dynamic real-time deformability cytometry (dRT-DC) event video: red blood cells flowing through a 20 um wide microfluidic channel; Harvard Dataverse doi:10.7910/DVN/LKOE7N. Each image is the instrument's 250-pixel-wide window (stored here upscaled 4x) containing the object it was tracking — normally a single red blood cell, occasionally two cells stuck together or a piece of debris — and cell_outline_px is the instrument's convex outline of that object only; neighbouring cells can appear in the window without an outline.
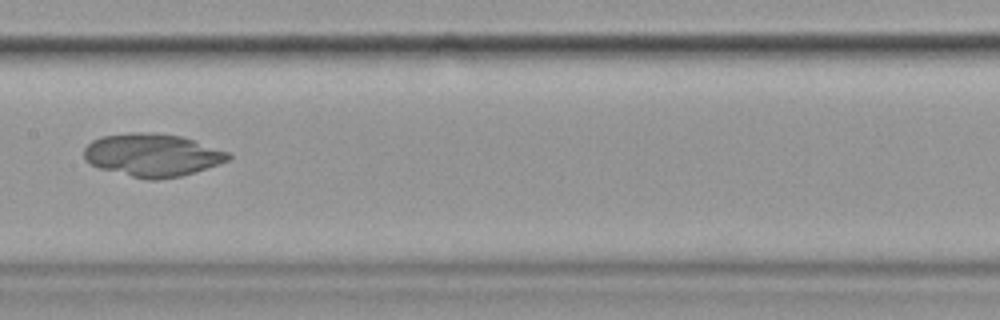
{"species": "common noctule bat (a hibernating species)", "species_latin": "Nyctalus noctula", "temperature_condition": "cold", "stored_images_in_passage": 8, "camera_frame_rate_fps": 3000, "um_per_image_px": 0.085, "animal": {"sex": "female", "body_mass_g": 19.9}, "frame": {"image": 1, "passage_image": 8, "time_ms": 8.333, "image_size_px": [1000, 320], "cell_outline_px": [[232, 156], [228, 160], [180, 176], [156, 180], [148, 180], [100, 168], [84, 160], [84, 148], [92, 140], [100, 136], [128, 132], [148, 132], [180, 136], [228, 152]], "centroid_in_image_um": [12.88, 13.17], "position_along_channel_um": 194.5, "area_um2": 35.55}}